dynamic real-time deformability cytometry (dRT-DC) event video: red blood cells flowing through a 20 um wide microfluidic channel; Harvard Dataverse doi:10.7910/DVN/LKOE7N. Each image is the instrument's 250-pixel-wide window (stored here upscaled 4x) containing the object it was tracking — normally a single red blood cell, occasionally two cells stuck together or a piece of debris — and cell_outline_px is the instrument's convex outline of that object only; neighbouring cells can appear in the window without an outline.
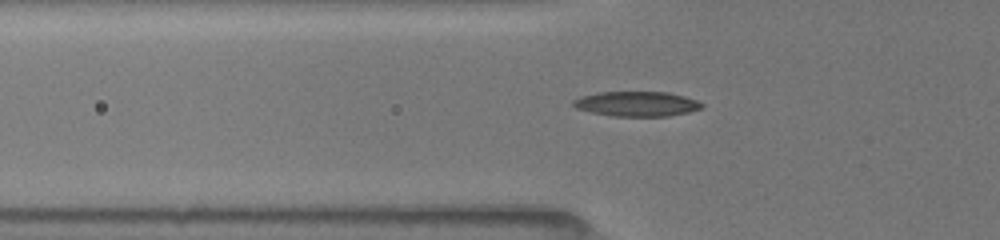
{"species": "common noctule bat (a hibernating species)", "species_latin": "Nyctalus noctula", "temperature_condition": "room temperature", "stored_images_in_passage": 14, "camera_frame_rate_fps": 3000, "um_per_image_px": 0.085, "animal": {"sex": "female", "body_mass_g": 19.5, "forearm_length_mm": 54.1}, "frame": {"image": 1, "passage_image": 12, "time_ms": 5.333, "image_size_px": [1000, 240], "cell_outline_px": [[704, 108], [688, 112], [668, 116], [612, 116], [592, 112], [576, 108], [572, 104], [572, 100], [580, 96], [596, 92], [668, 92], [684, 96], [696, 100], [704, 104]], "centroid_in_image_um": [54.12, 8.82], "position_along_channel_um": 71.7, "area_um2": 18.73}}